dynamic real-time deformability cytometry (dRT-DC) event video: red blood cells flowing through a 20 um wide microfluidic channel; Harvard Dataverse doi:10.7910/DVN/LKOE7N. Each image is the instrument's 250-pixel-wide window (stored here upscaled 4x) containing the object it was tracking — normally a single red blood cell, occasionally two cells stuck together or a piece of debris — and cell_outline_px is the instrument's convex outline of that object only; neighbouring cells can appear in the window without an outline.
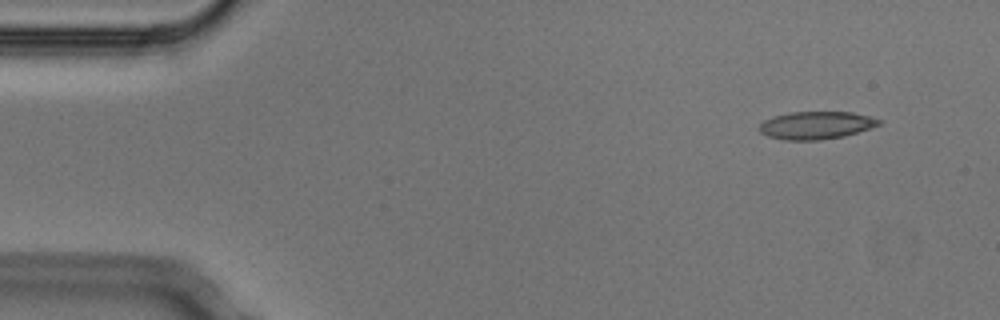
{"species": "Egyptian fruit bat (a non-hibernating species)", "species_latin": "Rousettus aegyptiacus", "temperature_condition": "cold", "stored_images_in_passage": 4, "segment_of_instrument_passage": [2, 2], "camera_frame_rate_fps": 3000, "um_per_image_px": 0.085, "animal": {"sex": "male"}, "frame": {"image": 1, "passage_image": 4, "time_ms": 1.0, "image_size_px": [1000, 320], "cell_outline_px": [[884, 120], [880, 124], [872, 128], [844, 136], [820, 140], [784, 140], [768, 136], [760, 132], [760, 124], [764, 120], [772, 116], [788, 112], [852, 112]], "centroid_in_image_um": [69.38, 10.64], "position_along_channel_um": 15.6, "area_um2": 19.42}}